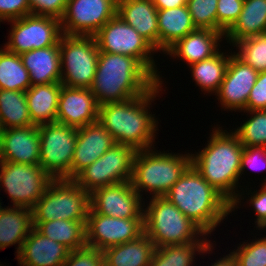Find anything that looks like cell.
Listing matches in <instances>:
<instances>
[{
  "mask_svg": "<svg viewBox=\"0 0 266 266\" xmlns=\"http://www.w3.org/2000/svg\"><path fill=\"white\" fill-rule=\"evenodd\" d=\"M220 128L214 127L208 144L202 151L191 153V164L231 204V211H234L239 208L242 196V192L238 193L237 185L241 177L244 146L233 131Z\"/></svg>",
  "mask_w": 266,
  "mask_h": 266,
  "instance_id": "obj_1",
  "label": "cell"
},
{
  "mask_svg": "<svg viewBox=\"0 0 266 266\" xmlns=\"http://www.w3.org/2000/svg\"><path fill=\"white\" fill-rule=\"evenodd\" d=\"M161 88L158 83L139 97L99 106L98 121L115 143L129 145L136 151L152 148L159 122L155 114H150L149 106Z\"/></svg>",
  "mask_w": 266,
  "mask_h": 266,
  "instance_id": "obj_2",
  "label": "cell"
},
{
  "mask_svg": "<svg viewBox=\"0 0 266 266\" xmlns=\"http://www.w3.org/2000/svg\"><path fill=\"white\" fill-rule=\"evenodd\" d=\"M157 84V78L138 59L99 52L90 90L101 106L139 97Z\"/></svg>",
  "mask_w": 266,
  "mask_h": 266,
  "instance_id": "obj_3",
  "label": "cell"
},
{
  "mask_svg": "<svg viewBox=\"0 0 266 266\" xmlns=\"http://www.w3.org/2000/svg\"><path fill=\"white\" fill-rule=\"evenodd\" d=\"M207 236L230 214L231 204L191 164L164 196Z\"/></svg>",
  "mask_w": 266,
  "mask_h": 266,
  "instance_id": "obj_4",
  "label": "cell"
},
{
  "mask_svg": "<svg viewBox=\"0 0 266 266\" xmlns=\"http://www.w3.org/2000/svg\"><path fill=\"white\" fill-rule=\"evenodd\" d=\"M191 165V155L156 152L152 148L137 150L133 159L131 184L143 196L164 197Z\"/></svg>",
  "mask_w": 266,
  "mask_h": 266,
  "instance_id": "obj_5",
  "label": "cell"
},
{
  "mask_svg": "<svg viewBox=\"0 0 266 266\" xmlns=\"http://www.w3.org/2000/svg\"><path fill=\"white\" fill-rule=\"evenodd\" d=\"M150 200L143 212L144 234L155 247L210 242L206 234L166 197Z\"/></svg>",
  "mask_w": 266,
  "mask_h": 266,
  "instance_id": "obj_6",
  "label": "cell"
},
{
  "mask_svg": "<svg viewBox=\"0 0 266 266\" xmlns=\"http://www.w3.org/2000/svg\"><path fill=\"white\" fill-rule=\"evenodd\" d=\"M90 193L73 179H53L32 208L33 222L51 220L81 221L86 225Z\"/></svg>",
  "mask_w": 266,
  "mask_h": 266,
  "instance_id": "obj_7",
  "label": "cell"
},
{
  "mask_svg": "<svg viewBox=\"0 0 266 266\" xmlns=\"http://www.w3.org/2000/svg\"><path fill=\"white\" fill-rule=\"evenodd\" d=\"M59 50L61 84L71 88L90 89L99 56L95 37L62 34Z\"/></svg>",
  "mask_w": 266,
  "mask_h": 266,
  "instance_id": "obj_8",
  "label": "cell"
},
{
  "mask_svg": "<svg viewBox=\"0 0 266 266\" xmlns=\"http://www.w3.org/2000/svg\"><path fill=\"white\" fill-rule=\"evenodd\" d=\"M94 37L99 52L122 54L138 59L162 86V77L157 72L155 60L151 56L157 50L119 15L116 14L109 20Z\"/></svg>",
  "mask_w": 266,
  "mask_h": 266,
  "instance_id": "obj_9",
  "label": "cell"
},
{
  "mask_svg": "<svg viewBox=\"0 0 266 266\" xmlns=\"http://www.w3.org/2000/svg\"><path fill=\"white\" fill-rule=\"evenodd\" d=\"M39 165L53 179H71V163L77 140V128L58 122L38 125Z\"/></svg>",
  "mask_w": 266,
  "mask_h": 266,
  "instance_id": "obj_10",
  "label": "cell"
},
{
  "mask_svg": "<svg viewBox=\"0 0 266 266\" xmlns=\"http://www.w3.org/2000/svg\"><path fill=\"white\" fill-rule=\"evenodd\" d=\"M135 153L133 147L116 143L73 180L89 193L105 186L129 182Z\"/></svg>",
  "mask_w": 266,
  "mask_h": 266,
  "instance_id": "obj_11",
  "label": "cell"
},
{
  "mask_svg": "<svg viewBox=\"0 0 266 266\" xmlns=\"http://www.w3.org/2000/svg\"><path fill=\"white\" fill-rule=\"evenodd\" d=\"M52 180L40 165L0 161V185L12 206L32 209Z\"/></svg>",
  "mask_w": 266,
  "mask_h": 266,
  "instance_id": "obj_12",
  "label": "cell"
},
{
  "mask_svg": "<svg viewBox=\"0 0 266 266\" xmlns=\"http://www.w3.org/2000/svg\"><path fill=\"white\" fill-rule=\"evenodd\" d=\"M8 22L12 29L4 47L16 54L55 46L62 36L60 20L53 17L29 14Z\"/></svg>",
  "mask_w": 266,
  "mask_h": 266,
  "instance_id": "obj_13",
  "label": "cell"
},
{
  "mask_svg": "<svg viewBox=\"0 0 266 266\" xmlns=\"http://www.w3.org/2000/svg\"><path fill=\"white\" fill-rule=\"evenodd\" d=\"M117 14V0H68L62 34L94 36Z\"/></svg>",
  "mask_w": 266,
  "mask_h": 266,
  "instance_id": "obj_14",
  "label": "cell"
},
{
  "mask_svg": "<svg viewBox=\"0 0 266 266\" xmlns=\"http://www.w3.org/2000/svg\"><path fill=\"white\" fill-rule=\"evenodd\" d=\"M86 245L98 250L138 239L144 234V218H113L91 208L85 225Z\"/></svg>",
  "mask_w": 266,
  "mask_h": 266,
  "instance_id": "obj_15",
  "label": "cell"
},
{
  "mask_svg": "<svg viewBox=\"0 0 266 266\" xmlns=\"http://www.w3.org/2000/svg\"><path fill=\"white\" fill-rule=\"evenodd\" d=\"M141 199L131 181L122 182L90 193V207L95 213L113 218H144L145 203Z\"/></svg>",
  "mask_w": 266,
  "mask_h": 266,
  "instance_id": "obj_16",
  "label": "cell"
},
{
  "mask_svg": "<svg viewBox=\"0 0 266 266\" xmlns=\"http://www.w3.org/2000/svg\"><path fill=\"white\" fill-rule=\"evenodd\" d=\"M230 54L224 79L215 95L218 96L217 99L220 100L222 108L229 109V111L246 112L247 100L256 82L258 72L232 52Z\"/></svg>",
  "mask_w": 266,
  "mask_h": 266,
  "instance_id": "obj_17",
  "label": "cell"
},
{
  "mask_svg": "<svg viewBox=\"0 0 266 266\" xmlns=\"http://www.w3.org/2000/svg\"><path fill=\"white\" fill-rule=\"evenodd\" d=\"M99 106L89 88L61 87L56 122L80 128L98 121Z\"/></svg>",
  "mask_w": 266,
  "mask_h": 266,
  "instance_id": "obj_18",
  "label": "cell"
},
{
  "mask_svg": "<svg viewBox=\"0 0 266 266\" xmlns=\"http://www.w3.org/2000/svg\"><path fill=\"white\" fill-rule=\"evenodd\" d=\"M0 161L39 165L38 125L4 129L0 135Z\"/></svg>",
  "mask_w": 266,
  "mask_h": 266,
  "instance_id": "obj_19",
  "label": "cell"
},
{
  "mask_svg": "<svg viewBox=\"0 0 266 266\" xmlns=\"http://www.w3.org/2000/svg\"><path fill=\"white\" fill-rule=\"evenodd\" d=\"M115 143L99 121L77 128V140L71 163V179L98 160Z\"/></svg>",
  "mask_w": 266,
  "mask_h": 266,
  "instance_id": "obj_20",
  "label": "cell"
},
{
  "mask_svg": "<svg viewBox=\"0 0 266 266\" xmlns=\"http://www.w3.org/2000/svg\"><path fill=\"white\" fill-rule=\"evenodd\" d=\"M70 250L38 232L34 227L18 255L20 266H62Z\"/></svg>",
  "mask_w": 266,
  "mask_h": 266,
  "instance_id": "obj_21",
  "label": "cell"
},
{
  "mask_svg": "<svg viewBox=\"0 0 266 266\" xmlns=\"http://www.w3.org/2000/svg\"><path fill=\"white\" fill-rule=\"evenodd\" d=\"M224 34L210 29H196L176 41L164 54L185 60L188 65L200 62L215 55Z\"/></svg>",
  "mask_w": 266,
  "mask_h": 266,
  "instance_id": "obj_22",
  "label": "cell"
},
{
  "mask_svg": "<svg viewBox=\"0 0 266 266\" xmlns=\"http://www.w3.org/2000/svg\"><path fill=\"white\" fill-rule=\"evenodd\" d=\"M117 15L159 51L157 8L152 0H117Z\"/></svg>",
  "mask_w": 266,
  "mask_h": 266,
  "instance_id": "obj_23",
  "label": "cell"
},
{
  "mask_svg": "<svg viewBox=\"0 0 266 266\" xmlns=\"http://www.w3.org/2000/svg\"><path fill=\"white\" fill-rule=\"evenodd\" d=\"M20 56L32 86L61 82L59 42L55 46L23 52Z\"/></svg>",
  "mask_w": 266,
  "mask_h": 266,
  "instance_id": "obj_24",
  "label": "cell"
},
{
  "mask_svg": "<svg viewBox=\"0 0 266 266\" xmlns=\"http://www.w3.org/2000/svg\"><path fill=\"white\" fill-rule=\"evenodd\" d=\"M33 228L32 209L26 207H1L0 209V249L18 244L17 255L24 240Z\"/></svg>",
  "mask_w": 266,
  "mask_h": 266,
  "instance_id": "obj_25",
  "label": "cell"
},
{
  "mask_svg": "<svg viewBox=\"0 0 266 266\" xmlns=\"http://www.w3.org/2000/svg\"><path fill=\"white\" fill-rule=\"evenodd\" d=\"M266 33V0H244L236 22L225 32L229 44Z\"/></svg>",
  "mask_w": 266,
  "mask_h": 266,
  "instance_id": "obj_26",
  "label": "cell"
},
{
  "mask_svg": "<svg viewBox=\"0 0 266 266\" xmlns=\"http://www.w3.org/2000/svg\"><path fill=\"white\" fill-rule=\"evenodd\" d=\"M62 84L33 85L26 91L28 110L33 125L54 123Z\"/></svg>",
  "mask_w": 266,
  "mask_h": 266,
  "instance_id": "obj_27",
  "label": "cell"
},
{
  "mask_svg": "<svg viewBox=\"0 0 266 266\" xmlns=\"http://www.w3.org/2000/svg\"><path fill=\"white\" fill-rule=\"evenodd\" d=\"M159 51L165 52L176 41L196 30L187 5L157 9Z\"/></svg>",
  "mask_w": 266,
  "mask_h": 266,
  "instance_id": "obj_28",
  "label": "cell"
},
{
  "mask_svg": "<svg viewBox=\"0 0 266 266\" xmlns=\"http://www.w3.org/2000/svg\"><path fill=\"white\" fill-rule=\"evenodd\" d=\"M155 246L145 234L103 250L104 266H149Z\"/></svg>",
  "mask_w": 266,
  "mask_h": 266,
  "instance_id": "obj_29",
  "label": "cell"
},
{
  "mask_svg": "<svg viewBox=\"0 0 266 266\" xmlns=\"http://www.w3.org/2000/svg\"><path fill=\"white\" fill-rule=\"evenodd\" d=\"M33 227L49 239L66 246L70 251L86 246V229L81 221L61 219L33 222Z\"/></svg>",
  "mask_w": 266,
  "mask_h": 266,
  "instance_id": "obj_30",
  "label": "cell"
},
{
  "mask_svg": "<svg viewBox=\"0 0 266 266\" xmlns=\"http://www.w3.org/2000/svg\"><path fill=\"white\" fill-rule=\"evenodd\" d=\"M212 244L211 242H193L155 247L149 266H191L195 261L193 259L196 252L210 254Z\"/></svg>",
  "mask_w": 266,
  "mask_h": 266,
  "instance_id": "obj_31",
  "label": "cell"
},
{
  "mask_svg": "<svg viewBox=\"0 0 266 266\" xmlns=\"http://www.w3.org/2000/svg\"><path fill=\"white\" fill-rule=\"evenodd\" d=\"M218 51L215 55L191 64L193 80L206 93H217L224 79L230 55Z\"/></svg>",
  "mask_w": 266,
  "mask_h": 266,
  "instance_id": "obj_32",
  "label": "cell"
},
{
  "mask_svg": "<svg viewBox=\"0 0 266 266\" xmlns=\"http://www.w3.org/2000/svg\"><path fill=\"white\" fill-rule=\"evenodd\" d=\"M0 120L4 129L33 125L26 92L0 89Z\"/></svg>",
  "mask_w": 266,
  "mask_h": 266,
  "instance_id": "obj_33",
  "label": "cell"
},
{
  "mask_svg": "<svg viewBox=\"0 0 266 266\" xmlns=\"http://www.w3.org/2000/svg\"><path fill=\"white\" fill-rule=\"evenodd\" d=\"M32 86L20 54L0 48V89L26 92Z\"/></svg>",
  "mask_w": 266,
  "mask_h": 266,
  "instance_id": "obj_34",
  "label": "cell"
},
{
  "mask_svg": "<svg viewBox=\"0 0 266 266\" xmlns=\"http://www.w3.org/2000/svg\"><path fill=\"white\" fill-rule=\"evenodd\" d=\"M246 113L252 116L233 132L244 147H266V109Z\"/></svg>",
  "mask_w": 266,
  "mask_h": 266,
  "instance_id": "obj_35",
  "label": "cell"
},
{
  "mask_svg": "<svg viewBox=\"0 0 266 266\" xmlns=\"http://www.w3.org/2000/svg\"><path fill=\"white\" fill-rule=\"evenodd\" d=\"M234 45L239 49L234 54L240 60L258 73L266 71V33L243 39Z\"/></svg>",
  "mask_w": 266,
  "mask_h": 266,
  "instance_id": "obj_36",
  "label": "cell"
},
{
  "mask_svg": "<svg viewBox=\"0 0 266 266\" xmlns=\"http://www.w3.org/2000/svg\"><path fill=\"white\" fill-rule=\"evenodd\" d=\"M218 0H189L187 7L196 29L217 31Z\"/></svg>",
  "mask_w": 266,
  "mask_h": 266,
  "instance_id": "obj_37",
  "label": "cell"
},
{
  "mask_svg": "<svg viewBox=\"0 0 266 266\" xmlns=\"http://www.w3.org/2000/svg\"><path fill=\"white\" fill-rule=\"evenodd\" d=\"M232 254L238 266H266V237L250 243L244 242Z\"/></svg>",
  "mask_w": 266,
  "mask_h": 266,
  "instance_id": "obj_38",
  "label": "cell"
},
{
  "mask_svg": "<svg viewBox=\"0 0 266 266\" xmlns=\"http://www.w3.org/2000/svg\"><path fill=\"white\" fill-rule=\"evenodd\" d=\"M244 0H218L217 31L225 32L236 22L242 11Z\"/></svg>",
  "mask_w": 266,
  "mask_h": 266,
  "instance_id": "obj_39",
  "label": "cell"
},
{
  "mask_svg": "<svg viewBox=\"0 0 266 266\" xmlns=\"http://www.w3.org/2000/svg\"><path fill=\"white\" fill-rule=\"evenodd\" d=\"M62 266H104L103 252L86 245L70 251Z\"/></svg>",
  "mask_w": 266,
  "mask_h": 266,
  "instance_id": "obj_40",
  "label": "cell"
},
{
  "mask_svg": "<svg viewBox=\"0 0 266 266\" xmlns=\"http://www.w3.org/2000/svg\"><path fill=\"white\" fill-rule=\"evenodd\" d=\"M30 14L53 17L61 20L64 16L68 0H28Z\"/></svg>",
  "mask_w": 266,
  "mask_h": 266,
  "instance_id": "obj_41",
  "label": "cell"
},
{
  "mask_svg": "<svg viewBox=\"0 0 266 266\" xmlns=\"http://www.w3.org/2000/svg\"><path fill=\"white\" fill-rule=\"evenodd\" d=\"M247 167L257 171L266 170V147H244L241 156V175ZM264 181L263 184H266V179Z\"/></svg>",
  "mask_w": 266,
  "mask_h": 266,
  "instance_id": "obj_42",
  "label": "cell"
},
{
  "mask_svg": "<svg viewBox=\"0 0 266 266\" xmlns=\"http://www.w3.org/2000/svg\"><path fill=\"white\" fill-rule=\"evenodd\" d=\"M29 14L28 0H0V22L19 19Z\"/></svg>",
  "mask_w": 266,
  "mask_h": 266,
  "instance_id": "obj_43",
  "label": "cell"
},
{
  "mask_svg": "<svg viewBox=\"0 0 266 266\" xmlns=\"http://www.w3.org/2000/svg\"><path fill=\"white\" fill-rule=\"evenodd\" d=\"M266 109V71L259 72L247 100V111Z\"/></svg>",
  "mask_w": 266,
  "mask_h": 266,
  "instance_id": "obj_44",
  "label": "cell"
},
{
  "mask_svg": "<svg viewBox=\"0 0 266 266\" xmlns=\"http://www.w3.org/2000/svg\"><path fill=\"white\" fill-rule=\"evenodd\" d=\"M260 188L258 192L251 193L249 203L253 206L257 216L255 221L256 228L264 230L266 229V184L262 183Z\"/></svg>",
  "mask_w": 266,
  "mask_h": 266,
  "instance_id": "obj_45",
  "label": "cell"
},
{
  "mask_svg": "<svg viewBox=\"0 0 266 266\" xmlns=\"http://www.w3.org/2000/svg\"><path fill=\"white\" fill-rule=\"evenodd\" d=\"M189 0H152L157 9H170L187 5Z\"/></svg>",
  "mask_w": 266,
  "mask_h": 266,
  "instance_id": "obj_46",
  "label": "cell"
},
{
  "mask_svg": "<svg viewBox=\"0 0 266 266\" xmlns=\"http://www.w3.org/2000/svg\"><path fill=\"white\" fill-rule=\"evenodd\" d=\"M212 266H238L236 257L230 252L226 256L220 258V260H216V262Z\"/></svg>",
  "mask_w": 266,
  "mask_h": 266,
  "instance_id": "obj_47",
  "label": "cell"
},
{
  "mask_svg": "<svg viewBox=\"0 0 266 266\" xmlns=\"http://www.w3.org/2000/svg\"><path fill=\"white\" fill-rule=\"evenodd\" d=\"M3 131H4V128H3V125H2L1 120H0V135L2 134Z\"/></svg>",
  "mask_w": 266,
  "mask_h": 266,
  "instance_id": "obj_48",
  "label": "cell"
}]
</instances>
